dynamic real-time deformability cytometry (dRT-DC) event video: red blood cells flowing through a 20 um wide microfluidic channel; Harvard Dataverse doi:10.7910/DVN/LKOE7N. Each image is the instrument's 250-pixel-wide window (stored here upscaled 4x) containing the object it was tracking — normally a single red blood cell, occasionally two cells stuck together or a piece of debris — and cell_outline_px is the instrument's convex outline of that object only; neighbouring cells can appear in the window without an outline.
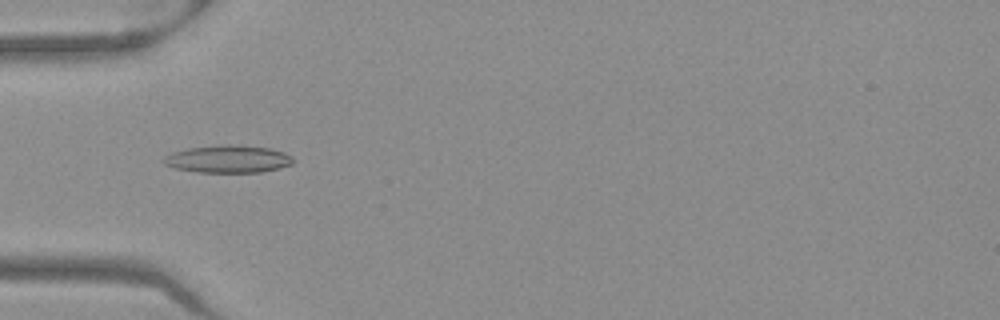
{"species": "Egyptian fruit bat (a non-hibernating species)", "species_latin": "Rousettus aegyptiacus", "temperature_condition": "warm", "stored_images_in_passage": 39, "camera_frame_rate_fps": 3000, "um_per_image_px": 0.085, "frame": {"image": 1, "passage_image": 4, "time_ms": 1.0, "image_size_px": [1000, 320], "cell_outline_px": [[292, 164], [260, 172], [200, 172], [176, 168], [164, 164], [164, 156], [172, 152], [188, 148], [224, 144], [240, 144], [268, 148], [284, 152], [292, 156]], "centroid_in_image_um": [19.37, 13.5], "position_along_channel_um": 65.6, "area_um2": 20.63}}
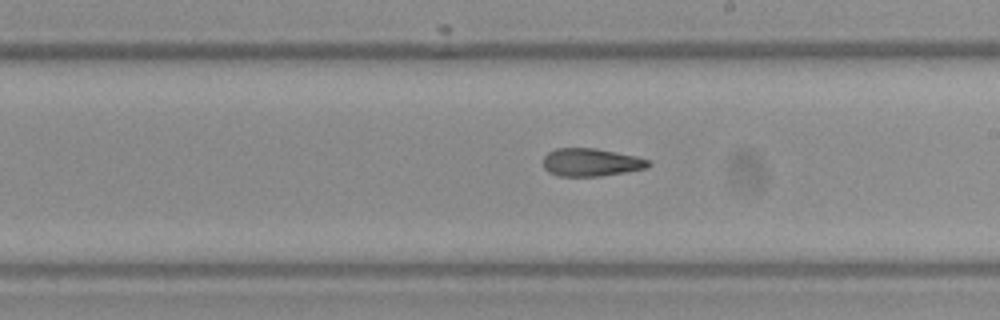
{"frame": {"image": 2, "passage_image": 17, "time_ms": 5.333, "image_size_px": [1000, 320], "cell_outline_px": [[652, 164], [648, 168], [600, 176], [560, 176], [548, 172], [544, 168], [544, 156], [548, 152], [556, 148], [596, 148], [636, 156], [648, 160]], "centroid_in_image_um": [50.24, 13.79], "position_along_channel_um": 238.8, "area_um2": 17.11}}
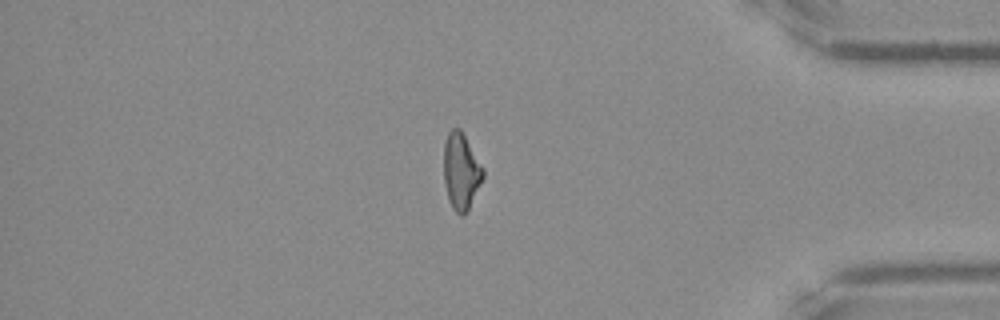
{"frame": {"image": 3, "passage_image": 31, "time_ms": 10.0, "image_size_px": [1000, 320], "cell_outline_px": [[484, 176], [468, 208], [460, 216], [452, 208], [448, 200], [444, 184], [444, 144], [448, 132], [452, 128], [460, 128], [484, 168]], "centroid_in_image_um": [39.17, 14.53], "position_along_channel_um": 396.0, "area_um2": 17.34}, "authors_computed_cell_mechanics": {"area_um2": 17.6868, "velocity_mm_per_s": 3.9962, "shape_relaxation_time_tau1_ms": 11.2584, "shape_relaxation_time_tau2_ms": 3.7101, "deformation_change_tau1": 0.2721, "deformation_change_tau2": 0.135}}